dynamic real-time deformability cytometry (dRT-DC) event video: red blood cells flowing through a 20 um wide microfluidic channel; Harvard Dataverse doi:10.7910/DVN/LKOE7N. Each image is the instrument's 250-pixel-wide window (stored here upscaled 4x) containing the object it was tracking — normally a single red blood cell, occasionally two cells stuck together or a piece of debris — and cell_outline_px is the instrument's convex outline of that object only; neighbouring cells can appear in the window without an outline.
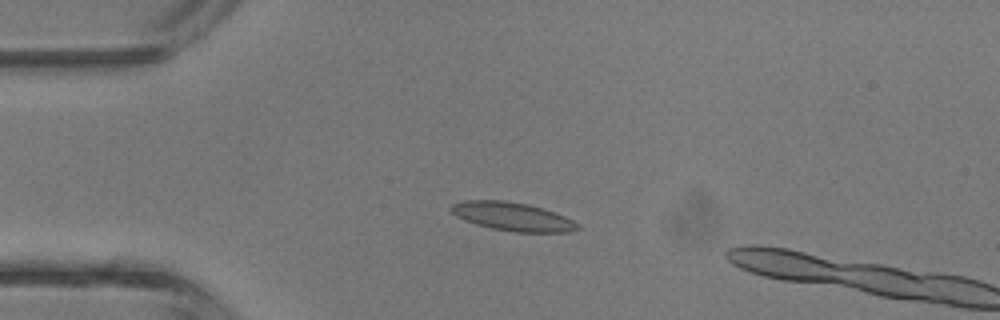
{"species": "common noctule bat (a hibernating species)", "species_latin": "Nyctalus noctula", "temperature_condition": "room temperature", "stored_images_in_passage": 4, "camera_frame_rate_fps": 3000, "um_per_image_px": 0.085, "animal": {"sex": "male", "body_mass_g": 13.3}, "frame": {"image": 1, "passage_image": 3, "time_ms": 2.333, "image_size_px": [1000, 320], "cell_outline_px": [[580, 228], [568, 232], [516, 232], [492, 228], [476, 224], [464, 220], [456, 216], [452, 212], [452, 204], [464, 200], [504, 200], [528, 204], [544, 208], [564, 216], [580, 224]], "centroid_in_image_um": [43.58, 18.4], "position_along_channel_um": 41.4, "area_um2": 20.92}}